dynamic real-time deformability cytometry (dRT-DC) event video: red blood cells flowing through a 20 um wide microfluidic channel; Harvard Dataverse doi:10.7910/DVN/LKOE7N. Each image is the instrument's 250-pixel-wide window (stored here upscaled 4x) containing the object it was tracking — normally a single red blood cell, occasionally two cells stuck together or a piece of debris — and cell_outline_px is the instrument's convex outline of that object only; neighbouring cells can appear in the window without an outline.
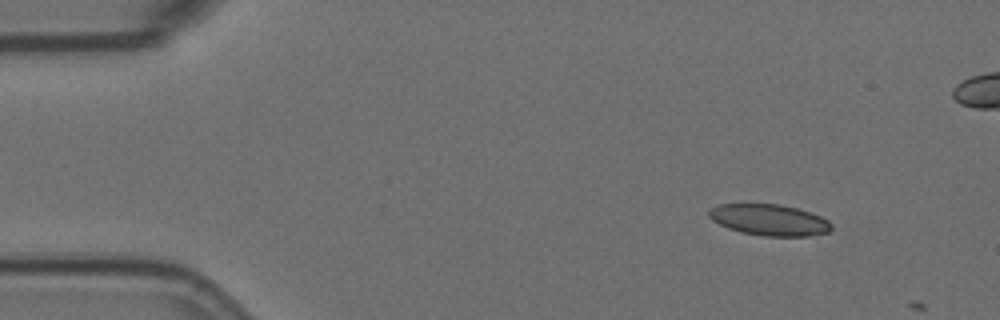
{"species": "Egyptian fruit bat (a non-hibernating species)", "species_latin": "Rousettus aegyptiacus", "temperature_condition": "room temperature", "stored_images_in_passage": 2, "camera_frame_rate_fps": 3000, "um_per_image_px": 0.085, "animal": {"sex": "female"}, "frame": {"image": 1, "passage_image": 1, "time_ms": 0.0, "image_size_px": [1000, 320], "cell_outline_px": [[832, 228], [828, 232], [808, 236], [764, 236], [740, 232], [728, 228], [712, 220], [708, 216], [708, 208], [716, 204], [780, 204], [812, 212], [828, 220], [832, 224]], "centroid_in_image_um": [65.37, 18.68], "position_along_channel_um": 19.6, "area_um2": 22.48}}